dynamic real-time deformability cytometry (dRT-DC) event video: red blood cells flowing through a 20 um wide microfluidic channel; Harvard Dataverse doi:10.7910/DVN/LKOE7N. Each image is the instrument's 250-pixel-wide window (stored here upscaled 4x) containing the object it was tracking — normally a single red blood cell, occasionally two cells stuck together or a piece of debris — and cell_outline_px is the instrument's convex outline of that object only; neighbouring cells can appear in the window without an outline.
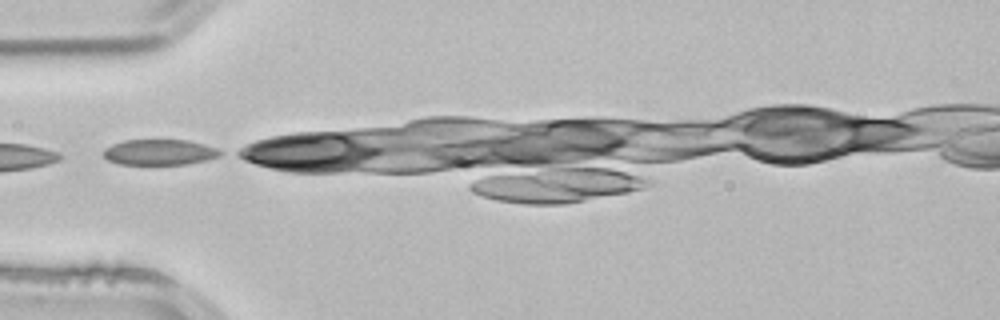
{"species": "common noctule bat (a hibernating species)", "species_latin": "Nyctalus noctula", "temperature_condition": "room temperature", "stored_images_in_passage": 6, "camera_frame_rate_fps": 3000, "um_per_image_px": 0.085, "animal": {"sex": "male", "body_mass_g": 21.5, "forearm_length_mm": 52.0}, "frame": {"image": 1, "passage_image": 1, "time_ms": 0.0, "image_size_px": [1000, 320], "cell_outline_px": [[224, 152], [220, 156], [208, 160], [188, 164], [120, 164], [108, 160], [100, 152], [104, 148], [112, 144], [124, 140], [188, 140], [204, 144], [216, 148]], "centroid_in_image_um": [13.56, 12.93], "position_along_channel_um": 71.4, "area_um2": 17.63}}